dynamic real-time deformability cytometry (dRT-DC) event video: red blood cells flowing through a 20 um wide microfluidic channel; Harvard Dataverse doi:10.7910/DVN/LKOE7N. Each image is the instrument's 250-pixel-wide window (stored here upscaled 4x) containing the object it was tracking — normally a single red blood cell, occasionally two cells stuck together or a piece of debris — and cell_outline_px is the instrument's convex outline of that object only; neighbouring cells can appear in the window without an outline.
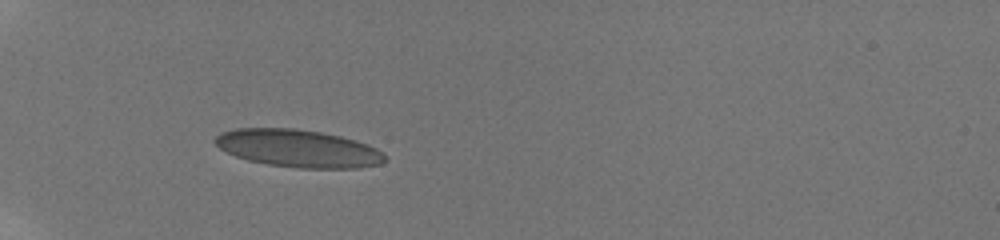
{"species": "human", "species_latin": "Homo sapiens", "temperature_condition": "room temperature", "stored_images_in_passage": 6, "camera_frame_rate_fps": 3000, "um_per_image_px": 0.085, "donor": {"sex": "male"}, "frame": {"image": 1, "passage_image": 1, "time_ms": 0.0, "image_size_px": [1000, 240], "cell_outline_px": [[388, 160], [380, 164], [356, 168], [300, 168], [268, 164], [248, 160], [236, 156], [220, 148], [212, 140], [220, 132], [236, 128], [296, 128], [320, 132], [340, 136], [368, 144], [376, 148]], "centroid_in_image_um": [25.33, 12.61], "position_along_channel_um": 59.7, "area_um2": 37.11}}